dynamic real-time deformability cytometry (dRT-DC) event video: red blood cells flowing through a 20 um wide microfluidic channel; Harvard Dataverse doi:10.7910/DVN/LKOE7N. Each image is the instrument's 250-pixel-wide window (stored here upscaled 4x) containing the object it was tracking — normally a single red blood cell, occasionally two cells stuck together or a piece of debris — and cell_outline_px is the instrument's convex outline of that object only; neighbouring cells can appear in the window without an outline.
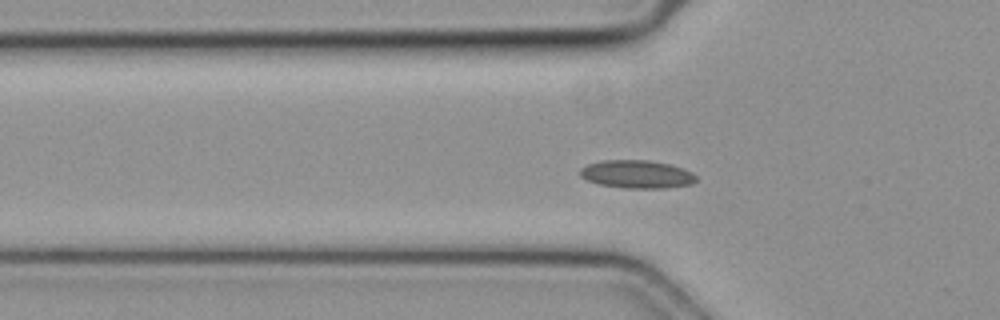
{"species": "common noctule bat (a hibernating species)", "species_latin": "Nyctalus noctula", "temperature_condition": "cold", "stored_images_in_passage": 25, "camera_frame_rate_fps": 3000, "um_per_image_px": 0.085, "animal": {"sex": "female", "body_mass_g": 19.3, "forearm_length_mm": 54.1}, "frame": {"image": 1, "passage_image": 7, "time_ms": 2.0, "image_size_px": [1000, 320], "cell_outline_px": [[696, 180], [692, 184], [664, 188], [628, 188], [600, 184], [588, 180], [580, 176], [580, 168], [588, 164], [600, 160], [648, 160], [668, 164], [692, 172], [696, 176]], "centroid_in_image_um": [54.12, 14.8], "position_along_channel_um": 71.7, "area_um2": 18.79}}
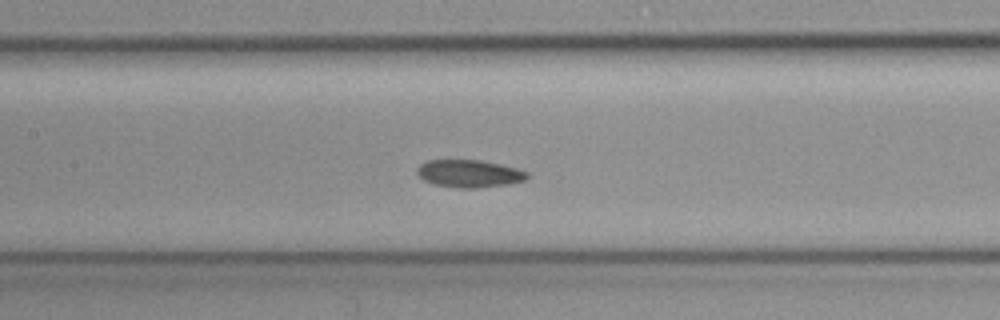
{"frame": {"image": 2, "passage_image": 14, "time_ms": 4.333, "image_size_px": [1000, 320], "cell_outline_px": [[528, 176], [524, 180], [512, 184], [476, 188], [460, 188], [436, 184], [424, 180], [416, 172], [416, 168], [420, 164], [428, 160], [480, 160], [500, 164], [516, 168], [528, 172]], "centroid_in_image_um": [39.9, 14.75], "position_along_channel_um": 167.5, "area_um2": 17.63}}
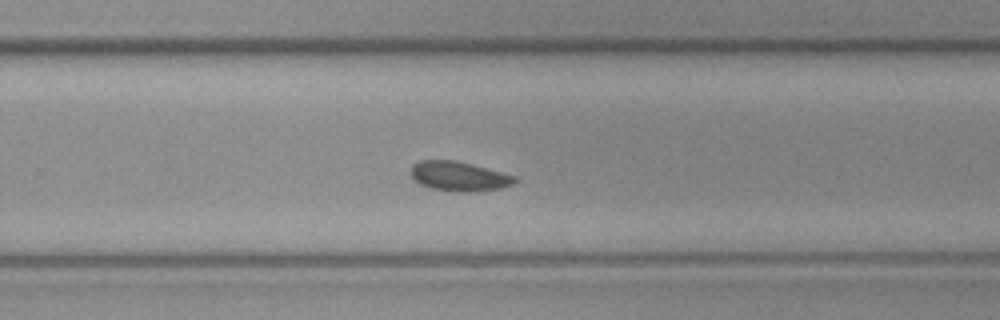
{"frame": {"image": 3, "passage_image": 23, "time_ms": 7.333, "image_size_px": [1000, 320], "cell_outline_px": [[516, 180], [512, 184], [500, 188], [476, 192], [452, 192], [432, 188], [420, 184], [412, 176], [412, 164], [420, 160], [452, 160], [516, 176]], "centroid_in_image_um": [38.99, 15.0], "position_along_channel_um": 290.8, "area_um2": 17.57}}